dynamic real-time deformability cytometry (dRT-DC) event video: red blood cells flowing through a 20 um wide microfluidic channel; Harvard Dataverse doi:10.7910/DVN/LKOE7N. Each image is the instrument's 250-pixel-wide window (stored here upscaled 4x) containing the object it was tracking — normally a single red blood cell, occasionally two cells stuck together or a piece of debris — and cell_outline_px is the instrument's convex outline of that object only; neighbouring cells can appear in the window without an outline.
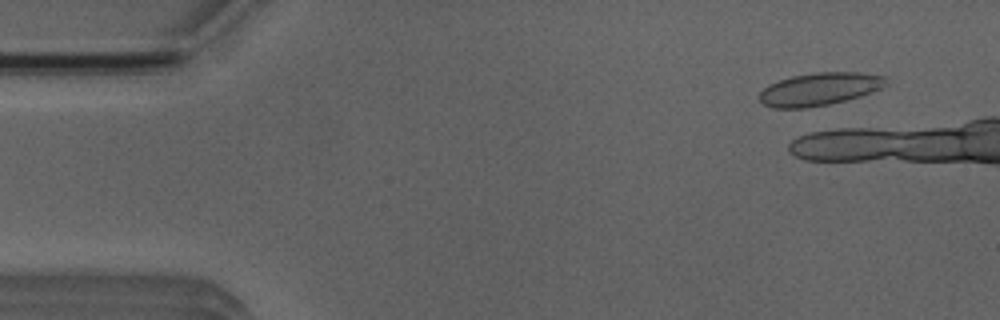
{"species": "Egyptian fruit bat (a non-hibernating species)", "species_latin": "Rousettus aegyptiacus", "temperature_condition": "room temperature", "stored_images_in_passage": 7, "camera_frame_rate_fps": 3000, "um_per_image_px": 0.085, "animal": {"sex": "male"}, "frame": {"image": 1, "passage_image": 4, "time_ms": 1.0, "image_size_px": [1000, 320], "cell_outline_px": [[888, 84], [872, 92], [860, 96], [828, 104], [804, 108], [772, 108], [764, 104], [760, 100], [760, 92], [768, 84], [792, 76], [816, 72], [860, 72], [888, 76]], "centroid_in_image_um": [69.69, 7.56], "position_along_channel_um": 15.3, "area_um2": 24.22}}